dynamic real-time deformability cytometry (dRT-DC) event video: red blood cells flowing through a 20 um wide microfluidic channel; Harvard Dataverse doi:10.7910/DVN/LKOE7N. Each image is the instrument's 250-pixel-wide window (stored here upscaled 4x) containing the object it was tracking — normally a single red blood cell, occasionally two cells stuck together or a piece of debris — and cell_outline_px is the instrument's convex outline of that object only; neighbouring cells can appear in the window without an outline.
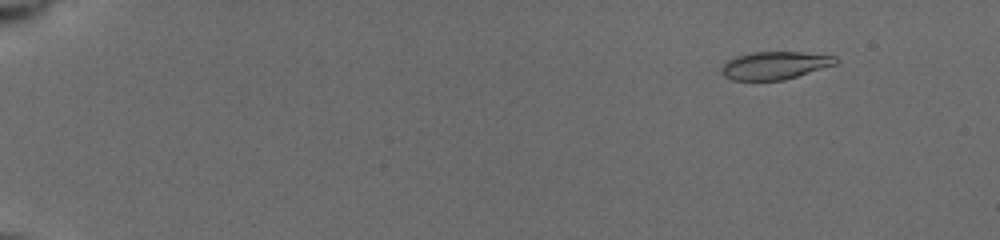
{"species": "common noctule bat (a hibernating species)", "species_latin": "Nyctalus noctula", "temperature_condition": "cold", "stored_images_in_passage": 30, "camera_frame_rate_fps": 3000, "um_per_image_px": 0.085, "animal": {"sex": "female", "body_mass_g": 19.5, "forearm_length_mm": 54.1}, "frame": {"image": 1, "passage_image": 7, "time_ms": 2.0, "image_size_px": [1000, 240], "cell_outline_px": [[840, 60], [836, 64], [784, 80], [732, 80], [724, 76], [720, 72], [724, 64], [728, 60], [736, 56], [752, 52], [800, 52], [836, 56]], "centroid_in_image_um": [65.86, 5.56], "position_along_channel_um": 19.1, "area_um2": 18.44}}
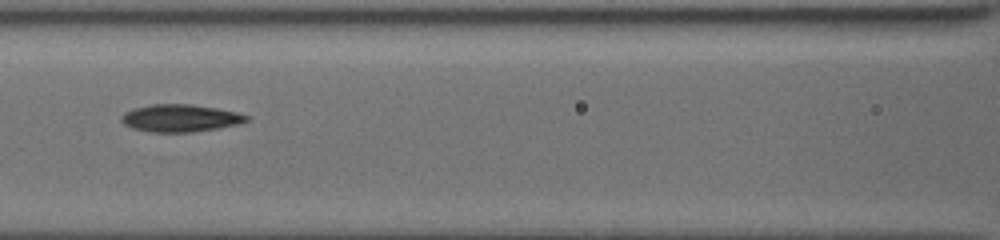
{"frame": {"image": 2, "passage_image": 24, "time_ms": 9.0, "image_size_px": [1000, 240], "cell_outline_px": [[248, 120], [240, 124], [192, 132], [152, 132], [132, 128], [124, 124], [120, 120], [120, 116], [124, 112], [132, 108], [152, 104], [192, 104], [240, 112], [248, 116]], "centroid_in_image_um": [15.3, 10.03], "position_along_channel_um": 151.3, "area_um2": 20.11}}
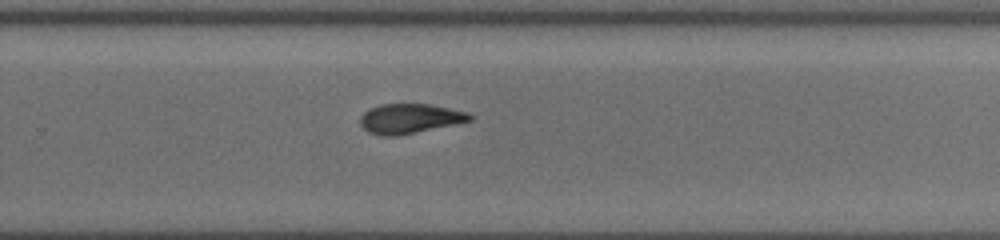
{"frame": {"image": 3, "passage_image": 30, "time_ms": 12.667, "image_size_px": [1000, 240], "cell_outline_px": [[472, 120], [456, 124], [396, 136], [380, 136], [368, 132], [360, 124], [360, 116], [368, 108], [380, 104], [428, 104], [448, 108], [464, 112], [472, 116]], "centroid_in_image_um": [34.76, 10.08], "position_along_channel_um": 295.0, "area_um2": 18.84}}